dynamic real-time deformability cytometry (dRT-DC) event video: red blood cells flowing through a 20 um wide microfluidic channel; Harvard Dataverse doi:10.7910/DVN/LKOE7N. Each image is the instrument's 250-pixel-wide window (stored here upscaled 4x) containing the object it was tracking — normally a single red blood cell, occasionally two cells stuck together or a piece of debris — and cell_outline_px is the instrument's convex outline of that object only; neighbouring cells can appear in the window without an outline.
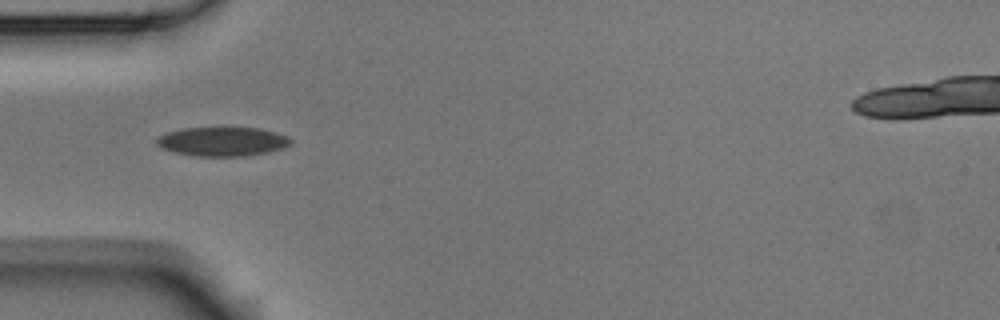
{"species": "Egyptian fruit bat (a non-hibernating species)", "species_latin": "Rousettus aegyptiacus", "temperature_condition": "room temperature", "stored_images_in_passage": 6, "camera_frame_rate_fps": 3000, "um_per_image_px": 0.085, "animal": {"sex": "male"}, "frame": {"image": 1, "passage_image": 4, "time_ms": 1.0, "image_size_px": [1000, 320], "cell_outline_px": [[292, 144], [284, 148], [268, 152], [244, 156], [196, 156], [176, 152], [160, 148], [156, 144], [156, 140], [160, 136], [168, 132], [184, 128], [260, 128], [276, 132], [288, 136], [292, 140]], "centroid_in_image_um": [18.95, 12.03], "position_along_channel_um": 66.1, "area_um2": 22.72}}
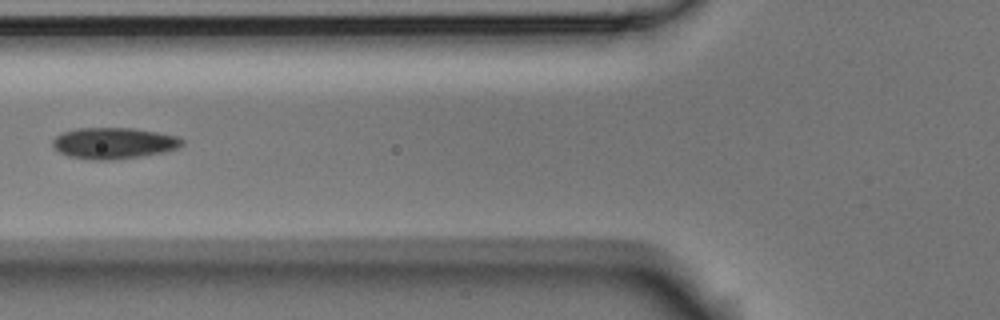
{"frame": {"image": 2, "passage_image": 5, "time_ms": 1.333, "image_size_px": [1000, 320], "cell_outline_px": [[184, 144], [176, 148], [164, 152], [144, 156], [108, 160], [92, 160], [68, 156], [52, 148], [52, 140], [56, 136], [64, 132], [76, 128], [132, 128], [180, 136], [184, 140]], "centroid_in_image_um": [9.67, 12.17], "position_along_channel_um": 116.1, "area_um2": 23.7}}
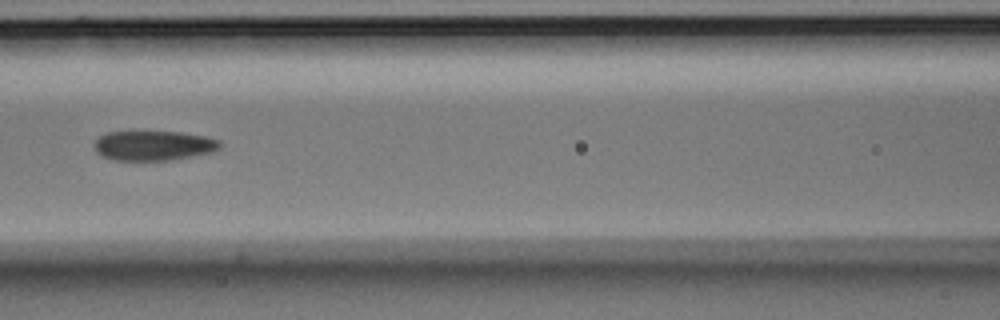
{"frame": {"image": 3, "passage_image": 6, "time_ms": 1.667, "image_size_px": [1000, 320], "cell_outline_px": [[224, 144], [220, 148], [212, 152], [168, 160], [116, 160], [104, 156], [96, 152], [96, 140], [100, 136], [108, 132], [180, 132], [204, 136], [220, 140]], "centroid_in_image_um": [13.11, 12.37], "position_along_channel_um": 153.5, "area_um2": 21.5}}